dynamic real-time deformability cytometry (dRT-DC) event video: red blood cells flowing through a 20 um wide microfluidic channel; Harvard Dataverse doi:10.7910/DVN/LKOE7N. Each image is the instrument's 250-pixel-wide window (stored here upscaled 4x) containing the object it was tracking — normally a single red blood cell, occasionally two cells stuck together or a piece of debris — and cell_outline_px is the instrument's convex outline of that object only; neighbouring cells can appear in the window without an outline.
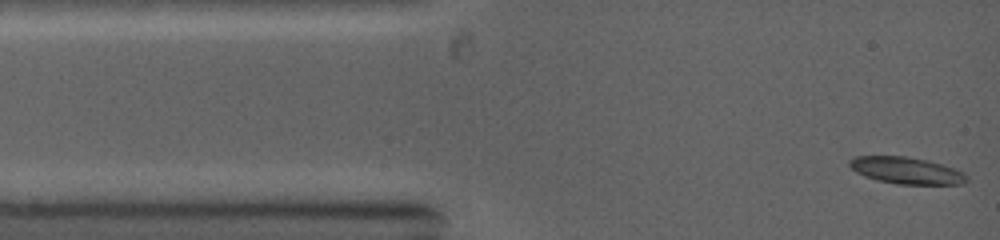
{"species": "common noctule bat (a hibernating species)", "species_latin": "Nyctalus noctula", "temperature_condition": "warm", "stored_images_in_passage": 32, "camera_frame_rate_fps": 5000, "um_per_image_px": 0.085, "animal": {"sex": "female", "body_mass_g": 19.0, "forearm_length_mm": 53.3}, "frame": {"image": 1, "passage_image": 1, "time_ms": 0.0, "image_size_px": [1000, 240], "cell_outline_px": [[968, 180], [964, 184], [896, 184], [864, 176], [856, 172], [848, 164], [848, 160], [856, 156], [904, 156], [928, 160], [964, 172], [968, 176]], "centroid_in_image_um": [77.05, 14.49], "position_along_channel_um": 8.0, "area_um2": 18.21}}
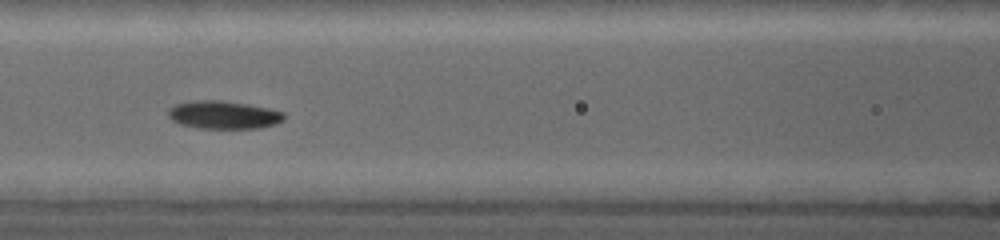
{"frame": {"image": 2, "passage_image": 12, "time_ms": 4.4, "image_size_px": [1000, 240], "cell_outline_px": [[284, 120], [276, 124], [260, 128], [200, 128], [180, 124], [172, 120], [168, 116], [168, 108], [176, 104], [192, 100], [220, 100], [248, 104], [268, 108], [284, 112]], "centroid_in_image_um": [19.0, 9.76], "position_along_channel_um": 147.6, "area_um2": 18.96}}
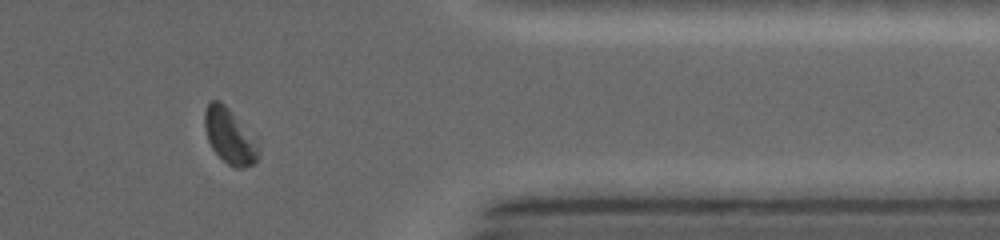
{"frame": {"image": 3, "passage_image": 26, "time_ms": 10.2, "image_size_px": [1000, 240], "cell_outline_px": [[260, 156], [256, 164], [244, 168], [236, 168], [228, 164], [212, 148], [208, 140], [204, 128], [204, 112], [208, 104], [212, 100], [220, 100], [260, 136]], "centroid_in_image_um": [19.64, 11.56], "position_along_channel_um": 391.8, "area_um2": 18.44}}